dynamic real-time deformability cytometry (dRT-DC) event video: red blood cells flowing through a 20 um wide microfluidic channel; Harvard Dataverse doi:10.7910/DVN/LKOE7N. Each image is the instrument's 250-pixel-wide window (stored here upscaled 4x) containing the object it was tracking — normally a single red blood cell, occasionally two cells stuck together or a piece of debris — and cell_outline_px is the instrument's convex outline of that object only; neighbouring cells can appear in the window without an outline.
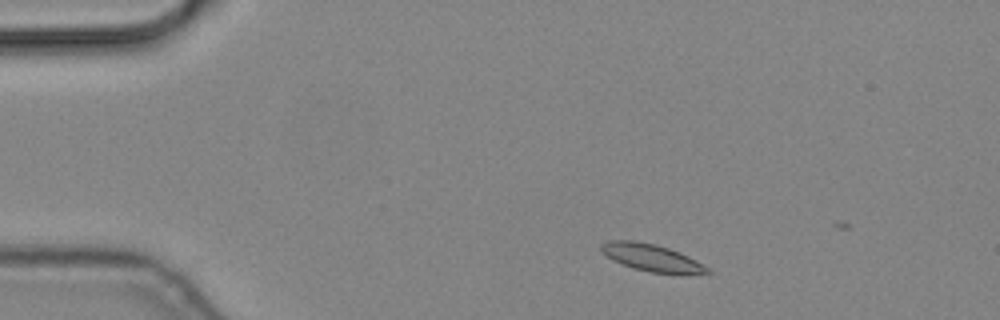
{"species": "common noctule bat (a hibernating species)", "species_latin": "Nyctalus noctula", "temperature_condition": "cold", "stored_images_in_passage": 3, "camera_frame_rate_fps": 3000, "um_per_image_px": 0.085, "animal": {"sex": "male", "body_mass_g": 19.2, "forearm_length_mm": 51.8}, "frame": {"image": 1, "passage_image": 1, "time_ms": 0.0, "image_size_px": [1000, 320], "cell_outline_px": [[712, 272], [648, 272], [612, 260], [600, 252], [600, 244], [608, 240], [636, 240], [668, 248], [680, 252], [712, 268]], "centroid_in_image_um": [55.32, 21.86], "position_along_channel_um": 29.7, "area_um2": 16.42}}